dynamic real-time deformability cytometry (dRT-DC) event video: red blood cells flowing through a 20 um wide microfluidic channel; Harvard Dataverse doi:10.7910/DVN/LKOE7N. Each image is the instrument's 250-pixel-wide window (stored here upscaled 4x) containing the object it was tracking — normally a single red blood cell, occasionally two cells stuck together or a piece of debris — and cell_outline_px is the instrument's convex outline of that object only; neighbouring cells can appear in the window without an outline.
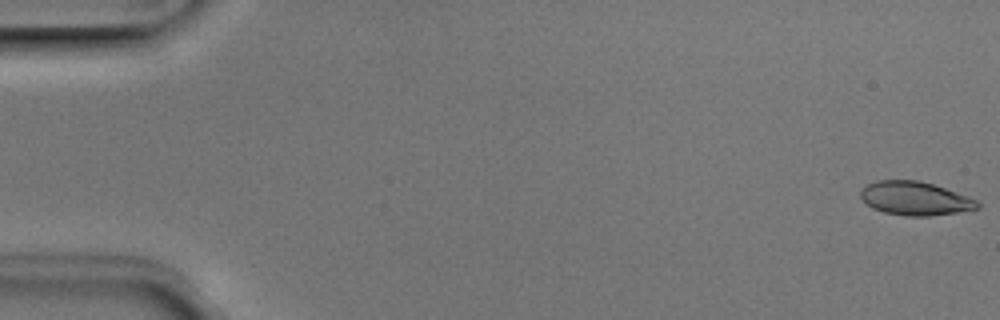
{"species": "Egyptian fruit bat (a non-hibernating species)", "species_latin": "Rousettus aegyptiacus", "temperature_condition": "room temperature", "stored_images_in_passage": 51, "camera_frame_rate_fps": 3000, "um_per_image_px": 0.085, "animal": {"sex": "male"}, "frame": {"image": 1, "passage_image": 1, "time_ms": 0.0, "image_size_px": [1000, 320], "cell_outline_px": [[980, 208], [956, 212], [928, 216], [904, 216], [884, 212], [872, 208], [860, 196], [860, 188], [876, 180], [916, 180], [932, 184], [968, 196], [976, 200], [980, 204]], "centroid_in_image_um": [77.75, 16.86], "position_along_channel_um": 7.2, "area_um2": 22.77}}
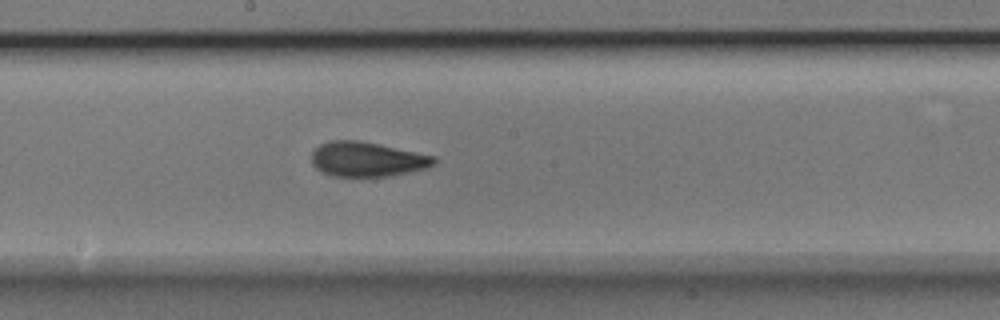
{"frame": {"image": 2, "passage_image": 28, "time_ms": 9.0, "image_size_px": [1000, 320], "cell_outline_px": [[436, 160], [428, 168], [388, 176], [332, 176], [320, 172], [312, 164], [312, 152], [320, 144], [328, 140], [360, 140], [436, 156]], "centroid_in_image_um": [31.17, 13.53], "position_along_channel_um": 217.0, "area_um2": 24.8}}
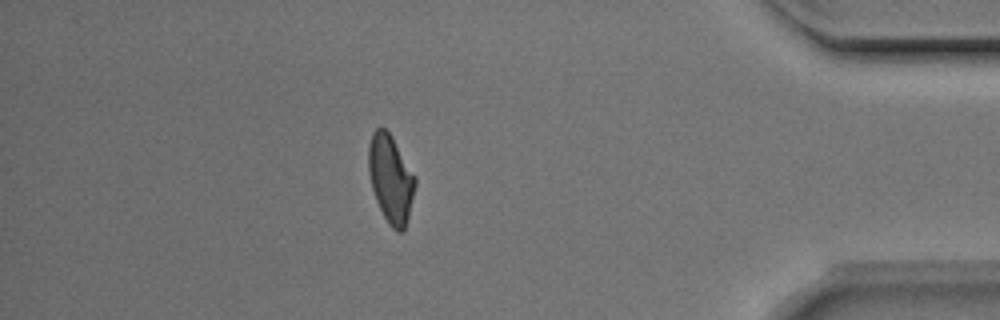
{"frame": {"image": 3, "passage_image": 45, "time_ms": 14.667, "image_size_px": [1000, 320], "cell_outline_px": [[416, 184], [404, 232], [396, 232], [388, 224], [376, 200], [372, 188], [368, 172], [368, 144], [372, 132], [376, 128], [384, 128], [392, 136], [416, 176]], "centroid_in_image_um": [33.2, 15.19], "position_along_channel_um": 402.0, "area_um2": 23.99}, "authors_computed_cell_mechanics": {"area_um2": 24.0448, "velocity_mm_per_s": 3.9781, "shape_relaxation_time_tau1_ms": 2.7745, "shape_relaxation_time_tau2_ms": 1.7112, "deformation_change_tau1": 0.1389, "deformation_change_tau2": 0.0787}}